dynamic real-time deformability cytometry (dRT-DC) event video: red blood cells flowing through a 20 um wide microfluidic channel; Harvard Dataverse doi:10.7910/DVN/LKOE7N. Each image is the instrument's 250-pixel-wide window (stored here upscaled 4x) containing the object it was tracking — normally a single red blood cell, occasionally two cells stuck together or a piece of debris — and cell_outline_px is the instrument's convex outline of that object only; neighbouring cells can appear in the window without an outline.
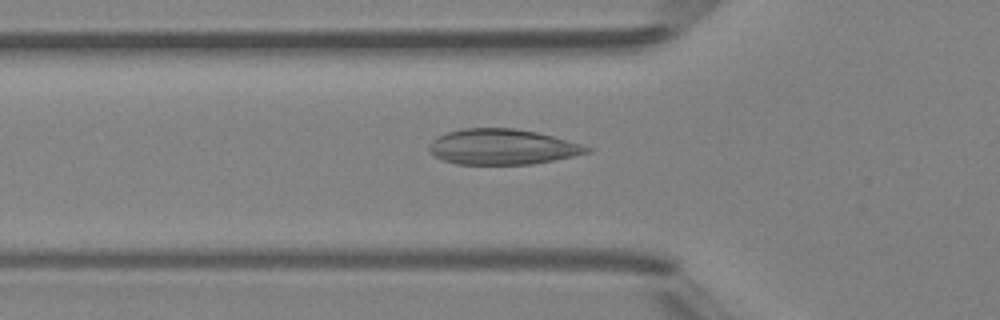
{"species": "Egyptian fruit bat (a non-hibernating species)", "species_latin": "Rousettus aegyptiacus", "temperature_condition": "room temperature", "stored_images_in_passage": 47, "camera_frame_rate_fps": 3000, "um_per_image_px": 0.085, "animal": {"sex": "female"}, "frame": {"image": 1, "passage_image": 16, "time_ms": 5.0, "image_size_px": [1000, 320], "cell_outline_px": [[592, 152], [532, 164], [456, 164], [432, 156], [428, 148], [428, 144], [436, 136], [448, 132], [464, 128], [516, 128], [536, 132], [552, 136], [580, 144], [592, 148]], "centroid_in_image_um": [42.65, 12.48], "position_along_channel_um": 83.2, "area_um2": 32.6}}
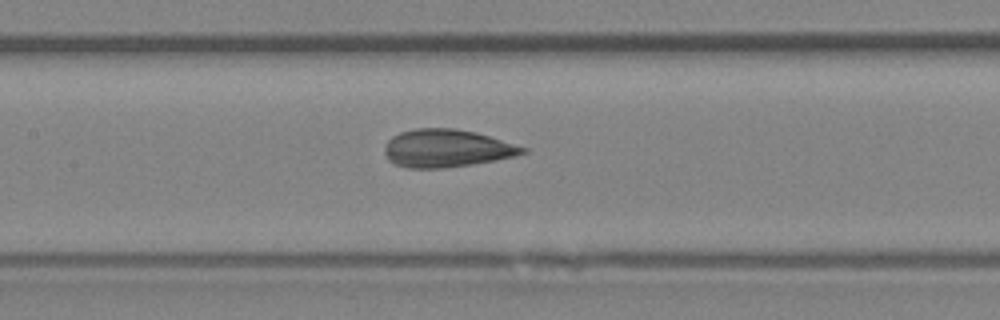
{"frame": {"image": 2, "passage_image": 22, "time_ms": 7.0, "image_size_px": [1000, 320], "cell_outline_px": [[528, 152], [516, 156], [496, 160], [440, 168], [408, 168], [396, 164], [388, 160], [384, 148], [388, 140], [392, 136], [400, 132], [416, 128], [456, 128], [476, 132], [528, 148]], "centroid_in_image_um": [37.97, 12.59], "position_along_channel_um": 169.4, "area_um2": 30.29}}
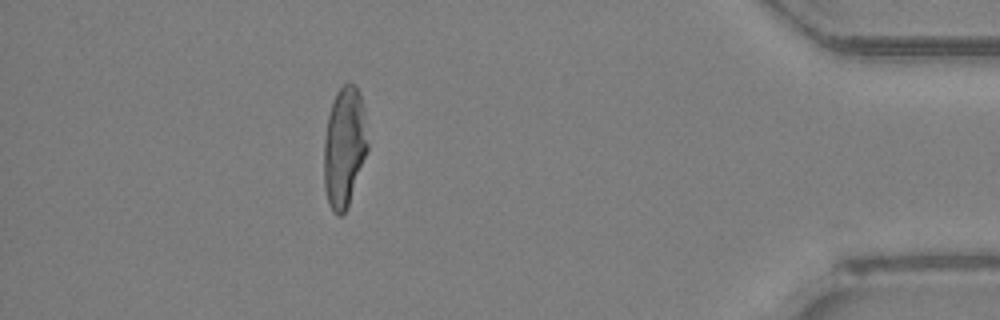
{"frame": {"image": 3, "passage_image": 42, "time_ms": 13.667, "image_size_px": [1000, 320], "cell_outline_px": [[368, 148], [348, 204], [344, 212], [340, 216], [336, 216], [332, 212], [328, 204], [324, 188], [324, 140], [328, 116], [332, 100], [336, 92], [344, 84], [356, 84], [360, 92], [364, 108], [368, 144]], "centroid_in_image_um": [29.25, 12.47], "position_along_channel_um": 405.9, "area_um2": 30.69}}